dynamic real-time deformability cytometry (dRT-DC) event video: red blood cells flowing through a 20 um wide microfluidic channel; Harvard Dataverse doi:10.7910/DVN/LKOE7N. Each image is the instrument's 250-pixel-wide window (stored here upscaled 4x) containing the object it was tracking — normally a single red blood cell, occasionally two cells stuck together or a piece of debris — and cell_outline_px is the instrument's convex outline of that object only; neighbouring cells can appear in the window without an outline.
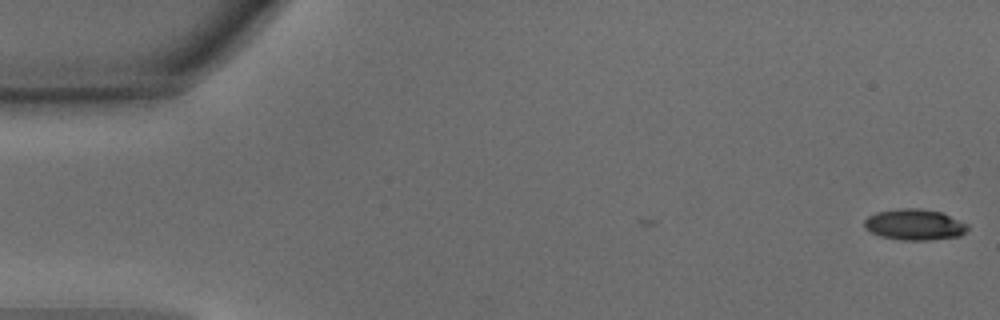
{"species": "common noctule bat (a hibernating species)", "species_latin": "Nyctalus noctula", "temperature_condition": "warm", "stored_images_in_passage": 2, "camera_frame_rate_fps": 3000, "um_per_image_px": 0.085, "animal": {"sex": "male", "body_mass_g": 15.6}, "frame": {"image": 1, "passage_image": 2, "time_ms": 0.333, "image_size_px": [1000, 320], "cell_outline_px": [[968, 228], [960, 236], [928, 240], [900, 240], [880, 236], [864, 228], [864, 220], [868, 216], [876, 212], [900, 208], [920, 208], [940, 212], [968, 224]], "centroid_in_image_um": [77.7, 19.09], "position_along_channel_um": 7.3, "area_um2": 18.61}}